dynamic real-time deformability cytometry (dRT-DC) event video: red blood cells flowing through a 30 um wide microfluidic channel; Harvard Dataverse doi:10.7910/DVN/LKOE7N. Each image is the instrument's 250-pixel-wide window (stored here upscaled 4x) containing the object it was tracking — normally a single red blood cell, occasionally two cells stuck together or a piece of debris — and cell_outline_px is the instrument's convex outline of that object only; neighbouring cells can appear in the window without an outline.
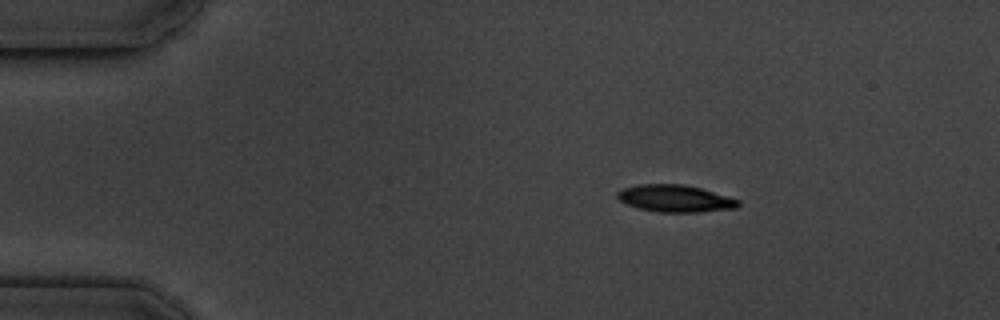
{"species": "common noctule bat (a hibernating species)", "species_latin": "Nyctalus noctula", "temperature_condition": "cold", "stored_images_in_passage": 3, "camera_frame_rate_fps": 3000, "um_per_image_px": 0.085, "animal": {"sex": "male", "body_mass_g": 19.5, "forearm_length_mm": 54.6}, "frame": {"image": 1, "passage_image": 1, "time_ms": 0.0, "image_size_px": [1000, 320], "cell_outline_px": [[740, 204], [736, 208], [696, 212], [656, 212], [640, 208], [628, 204], [620, 200], [616, 196], [616, 192], [624, 188], [640, 184], [684, 184], [700, 188], [740, 200]], "centroid_in_image_um": [57.38, 16.87], "position_along_channel_um": 27.6, "area_um2": 18.9}}